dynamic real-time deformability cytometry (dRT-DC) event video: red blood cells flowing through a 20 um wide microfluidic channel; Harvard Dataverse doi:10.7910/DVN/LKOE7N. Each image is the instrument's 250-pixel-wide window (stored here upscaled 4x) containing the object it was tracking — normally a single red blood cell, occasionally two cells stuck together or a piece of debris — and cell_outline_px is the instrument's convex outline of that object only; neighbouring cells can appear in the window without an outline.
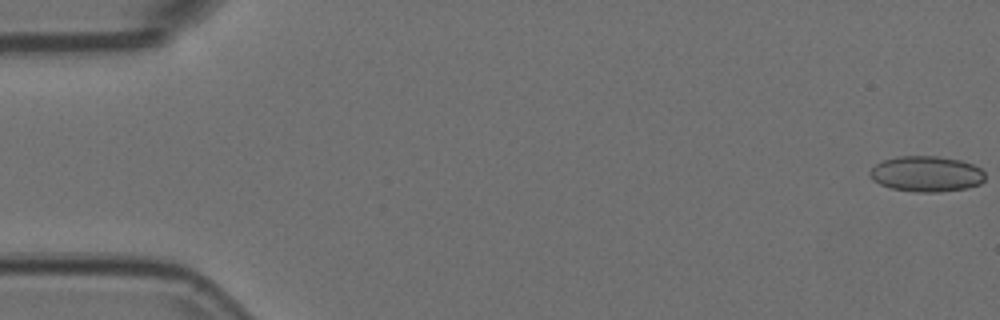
{"species": "Egyptian fruit bat (a non-hibernating species)", "species_latin": "Rousettus aegyptiacus", "temperature_condition": "room temperature", "stored_images_in_passage": 6, "camera_frame_rate_fps": 3000, "um_per_image_px": 0.085, "animal": {"sex": "female"}, "frame": {"image": 1, "passage_image": 1, "time_ms": 0.0, "image_size_px": [1000, 320], "cell_outline_px": [[984, 180], [980, 184], [968, 188], [940, 192], [916, 192], [892, 188], [880, 184], [872, 180], [868, 172], [876, 164], [884, 160], [896, 156], [940, 156], [960, 160], [972, 164], [980, 168], [984, 172]], "centroid_in_image_um": [78.75, 14.78], "position_along_channel_um": 6.3, "area_um2": 24.04}}
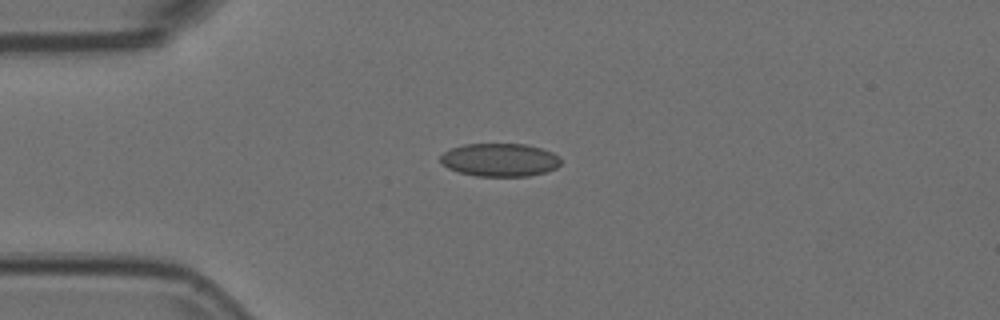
{"frame": {"image": 2, "passage_image": 4, "time_ms": 1.0, "image_size_px": [1000, 320], "cell_outline_px": [[560, 164], [556, 168], [544, 172], [528, 176], [476, 176], [460, 172], [448, 168], [440, 160], [440, 156], [444, 152], [452, 148], [464, 144], [524, 144], [540, 148], [552, 152], [560, 156]], "centroid_in_image_um": [42.49, 13.59], "position_along_channel_um": 42.5, "area_um2": 23.12}}
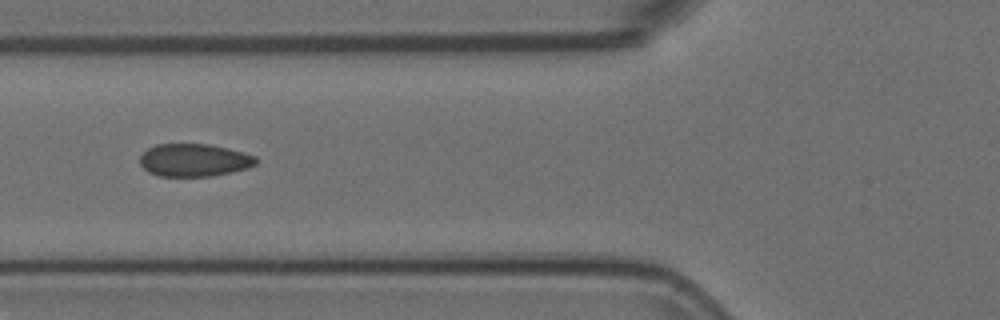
{"frame": {"image": 3, "passage_image": 6, "time_ms": 1.667, "image_size_px": [1000, 320], "cell_outline_px": [[260, 160], [256, 164], [248, 168], [232, 172], [212, 176], [160, 176], [148, 172], [140, 164], [140, 156], [148, 148], [156, 144], [208, 144], [228, 148], [256, 156]], "centroid_in_image_um": [16.52, 13.61], "position_along_channel_um": 109.3, "area_um2": 22.25}}